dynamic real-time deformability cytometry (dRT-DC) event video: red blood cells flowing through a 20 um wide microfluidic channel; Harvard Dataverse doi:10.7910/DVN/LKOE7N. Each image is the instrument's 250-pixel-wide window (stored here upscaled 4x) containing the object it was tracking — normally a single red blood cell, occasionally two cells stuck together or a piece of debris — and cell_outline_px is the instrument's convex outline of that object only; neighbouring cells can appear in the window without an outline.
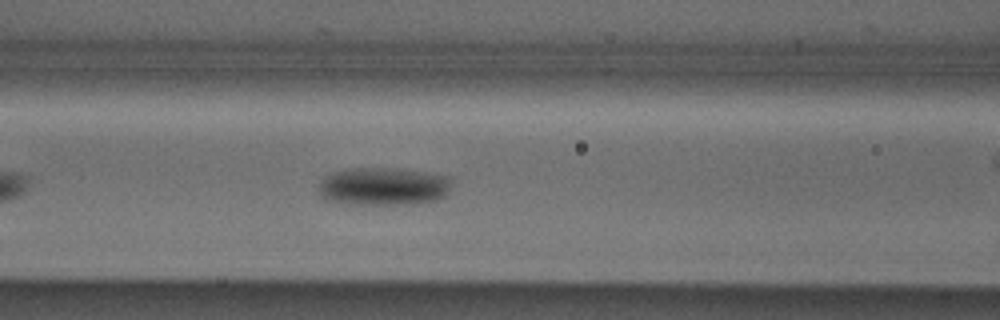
{"species": "Egyptian fruit bat (a non-hibernating species)", "species_latin": "Rousettus aegyptiacus", "temperature_condition": "cold", "stored_images_in_passage": 38, "camera_frame_rate_fps": 3000, "um_per_image_px": 0.085, "animal": {"sex": "male"}, "frame": {"image": 1, "passage_image": 6, "time_ms": 1.667, "image_size_px": [1000, 320], "cell_outline_px": [[452, 180], [448, 192], [444, 196], [436, 200], [412, 204], [348, 204], [324, 200], [320, 196], [316, 188], [320, 180], [324, 176], [332, 172], [344, 168], [400, 168], [452, 176]], "centroid_in_image_um": [32.54, 15.83], "position_along_channel_um": 134.1, "area_um2": 30.23}}
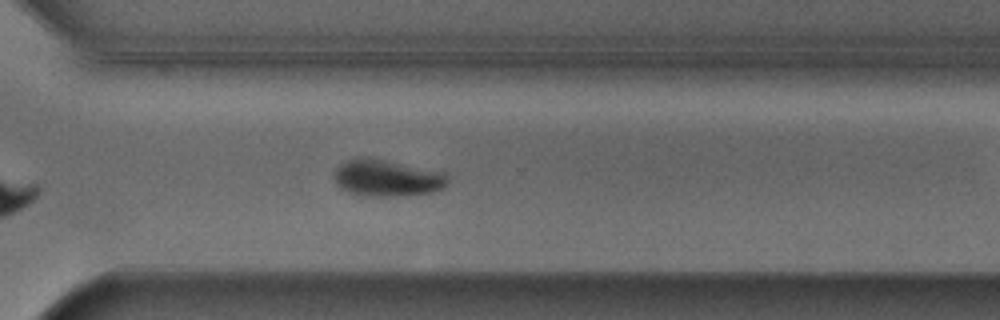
{"frame": {"image": 2, "passage_image": 22, "time_ms": 7.0, "image_size_px": [1000, 320], "cell_outline_px": [[448, 184], [444, 188], [436, 192], [404, 196], [368, 196], [348, 192], [340, 188], [336, 184], [332, 176], [336, 168], [340, 164], [356, 156], [368, 156], [444, 172], [448, 176]], "centroid_in_image_um": [32.89, 15.12], "position_along_channel_um": 337.7, "area_um2": 24.91}}
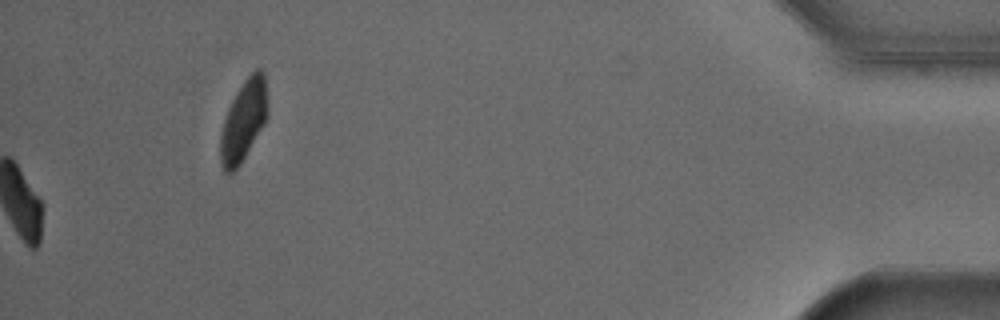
{"frame": {"image": 3, "passage_image": 38, "time_ms": 12.333, "image_size_px": [1000, 320], "cell_outline_px": [[268, 116], [240, 164], [232, 172], [224, 172], [220, 164], [220, 136], [224, 120], [228, 108], [236, 92], [244, 80], [256, 68], [260, 68], [264, 72], [268, 108]], "centroid_in_image_um": [20.7, 10.23], "position_along_channel_um": 414.5, "area_um2": 22.08}}